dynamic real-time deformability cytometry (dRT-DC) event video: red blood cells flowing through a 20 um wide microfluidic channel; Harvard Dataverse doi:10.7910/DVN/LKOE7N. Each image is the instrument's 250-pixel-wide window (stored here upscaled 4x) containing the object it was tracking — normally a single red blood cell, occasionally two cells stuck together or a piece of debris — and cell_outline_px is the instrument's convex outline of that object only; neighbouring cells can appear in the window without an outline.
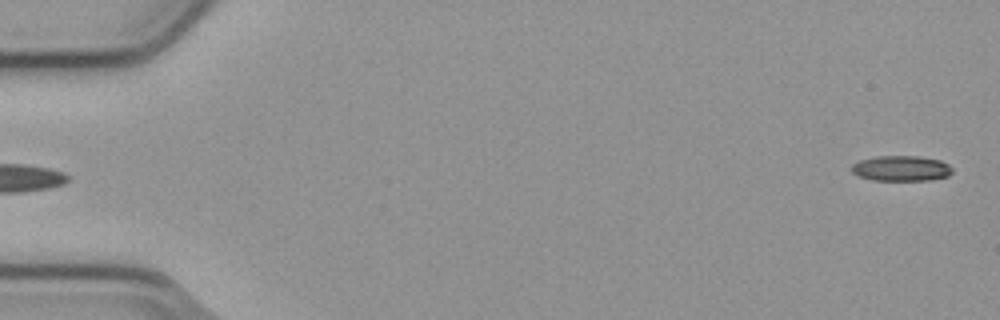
{"species": "common noctule bat (a hibernating species)", "species_latin": "Nyctalus noctula", "temperature_condition": "cold", "stored_images_in_passage": 4, "camera_frame_rate_fps": 3000, "um_per_image_px": 0.085, "animal": {"sex": "male", "body_mass_g": 23.1, "forearm_length_mm": 52.7}, "frame": {"image": 1, "passage_image": 4, "time_ms": 1.0, "image_size_px": [1000, 320], "cell_outline_px": [[952, 172], [948, 176], [928, 180], [872, 180], [860, 176], [852, 172], [852, 164], [860, 160], [876, 156], [920, 156], [940, 160], [948, 164], [952, 168]], "centroid_in_image_um": [76.61, 14.3], "position_along_channel_um": 8.4, "area_um2": 14.85}}